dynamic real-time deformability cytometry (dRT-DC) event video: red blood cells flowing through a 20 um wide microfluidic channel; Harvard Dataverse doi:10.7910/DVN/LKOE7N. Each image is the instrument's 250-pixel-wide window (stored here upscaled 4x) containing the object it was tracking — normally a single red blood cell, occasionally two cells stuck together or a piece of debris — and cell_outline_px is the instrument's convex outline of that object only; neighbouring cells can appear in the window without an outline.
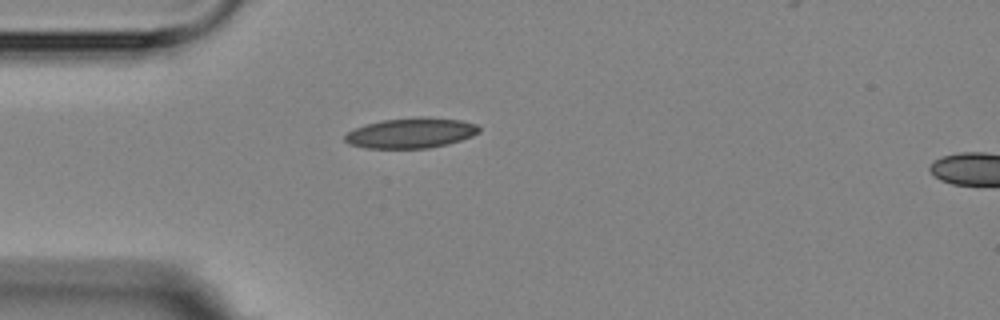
{"species": "Egyptian fruit bat (a non-hibernating species)", "species_latin": "Rousettus aegyptiacus", "temperature_condition": "room temperature", "stored_images_in_passage": 2, "segment_of_instrument_passage": [1, 2], "camera_frame_rate_fps": 3000, "um_per_image_px": 0.085, "animal": {"sex": "female"}, "frame": {"image": 1, "passage_image": 1, "time_ms": 0.0, "image_size_px": [1000, 320], "cell_outline_px": [[480, 132], [472, 136], [448, 144], [428, 148], [364, 148], [348, 144], [344, 140], [344, 136], [348, 132], [364, 124], [380, 120], [416, 116], [428, 116], [460, 120], [476, 124], [480, 128]], "centroid_in_image_um": [34.92, 11.29], "position_along_channel_um": 50.1, "area_um2": 23.99}}